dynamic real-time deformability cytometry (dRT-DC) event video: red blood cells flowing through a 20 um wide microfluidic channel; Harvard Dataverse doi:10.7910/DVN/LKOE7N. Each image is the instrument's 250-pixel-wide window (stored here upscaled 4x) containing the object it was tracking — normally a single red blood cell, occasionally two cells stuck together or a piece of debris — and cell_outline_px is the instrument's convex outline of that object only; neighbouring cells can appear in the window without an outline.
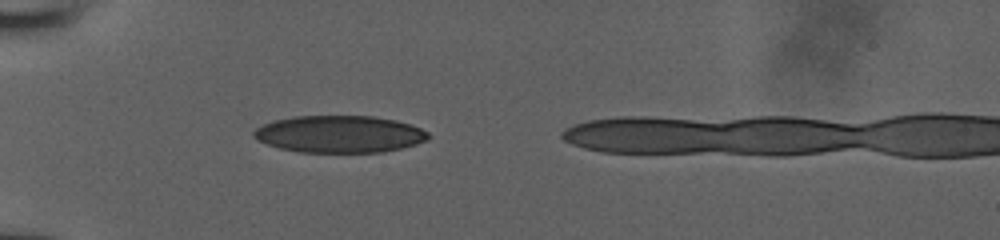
{"species": "human", "species_latin": "Homo sapiens", "temperature_condition": "room temperature", "stored_images_in_passage": 32, "camera_frame_rate_fps": 3000, "um_per_image_px": 0.085, "donor": {"sex": "male"}, "frame": {"image": 1, "passage_image": 1, "time_ms": 0.0, "image_size_px": [1000, 240], "cell_outline_px": [[432, 136], [428, 140], [416, 144], [384, 152], [300, 152], [280, 148], [256, 140], [252, 136], [252, 132], [256, 128], [272, 120], [296, 116], [372, 116], [396, 120], [420, 128], [428, 132]], "centroid_in_image_um": [28.85, 11.4], "position_along_channel_um": 56.2, "area_um2": 37.8}}
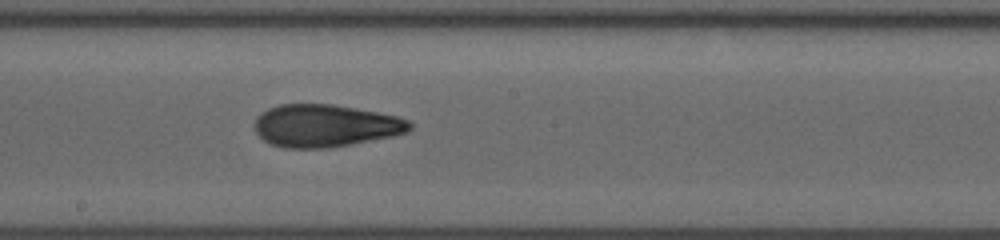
{"frame": {"image": 2, "passage_image": 14, "time_ms": 4.333, "image_size_px": [1000, 240], "cell_outline_px": [[412, 128], [408, 132], [392, 136], [352, 144], [328, 148], [284, 148], [272, 144], [264, 140], [256, 132], [256, 116], [260, 112], [268, 108], [280, 104], [332, 104], [356, 108], [396, 116], [408, 120], [412, 124]], "centroid_in_image_um": [27.65, 10.68], "position_along_channel_um": 220.6, "area_um2": 38.38}}
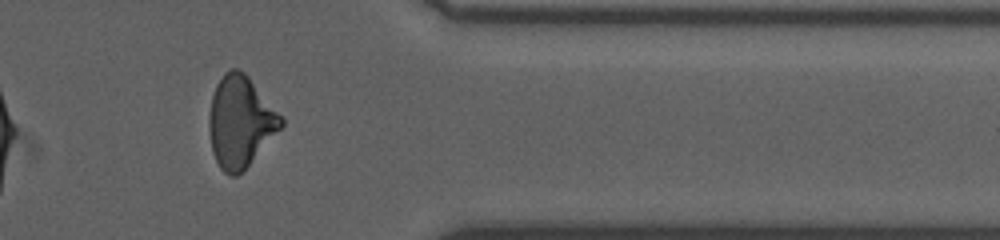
{"frame": {"image": 3, "passage_image": 27, "time_ms": 8.667, "image_size_px": [1000, 240], "cell_outline_px": [[284, 124], [248, 164], [236, 176], [232, 176], [224, 172], [220, 168], [212, 152], [208, 128], [208, 116], [212, 96], [216, 84], [224, 72], [232, 68], [236, 68], [244, 72], [248, 76], [284, 116]], "centroid_in_image_um": [20.41, 10.3], "position_along_channel_um": 391.0, "area_um2": 38.21}}